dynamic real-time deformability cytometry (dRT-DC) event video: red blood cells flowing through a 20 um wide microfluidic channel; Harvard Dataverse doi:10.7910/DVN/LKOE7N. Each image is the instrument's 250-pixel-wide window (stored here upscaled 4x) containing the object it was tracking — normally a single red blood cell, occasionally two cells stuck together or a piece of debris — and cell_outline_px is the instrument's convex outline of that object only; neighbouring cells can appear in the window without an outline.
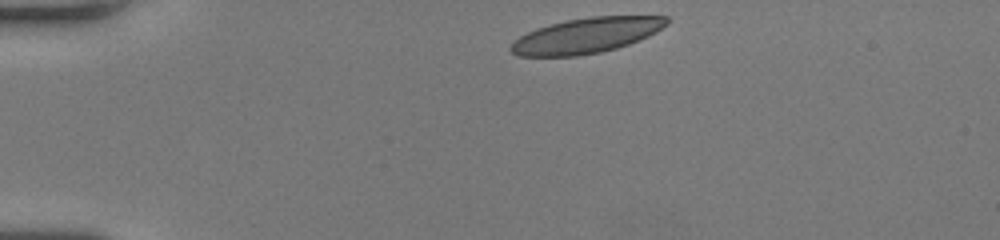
{"species": "human", "species_latin": "Homo sapiens", "temperature_condition": "room temperature", "stored_images_in_passage": 40, "camera_frame_rate_fps": 3000, "um_per_image_px": 0.085, "donor": {"sex": "female"}, "frame": {"image": 1, "passage_image": 1, "time_ms": 0.0, "image_size_px": [1000, 240], "cell_outline_px": [[668, 24], [656, 32], [648, 36], [628, 44], [616, 48], [600, 52], [576, 56], [516, 56], [508, 48], [520, 36], [536, 28], [568, 20], [592, 16], [668, 16]], "centroid_in_image_um": [49.84, 3.02], "position_along_channel_um": 35.2, "area_um2": 31.79}}
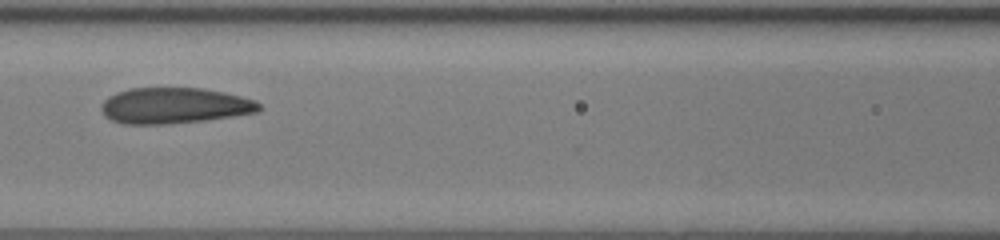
{"frame": {"image": 2, "passage_image": 16, "time_ms": 5.0, "image_size_px": [1000, 240], "cell_outline_px": [[264, 108], [260, 112], [204, 120], [168, 124], [124, 124], [112, 120], [104, 116], [100, 108], [100, 104], [108, 96], [116, 92], [128, 88], [204, 88], [224, 92], [256, 100]], "centroid_in_image_um": [14.82, 8.97], "position_along_channel_um": 151.8, "area_um2": 33.35}}
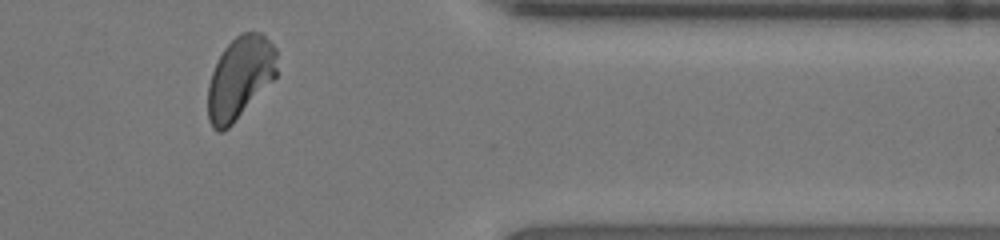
{"frame": {"image": 3, "passage_image": 35, "time_ms": 11.333, "image_size_px": [1000, 240], "cell_outline_px": [[276, 76], [232, 124], [228, 128], [220, 132], [216, 132], [212, 128], [208, 120], [208, 84], [212, 72], [224, 48], [236, 36], [244, 32], [260, 32], [276, 48]], "centroid_in_image_um": [20.37, 6.62], "position_along_channel_um": 391.0, "area_um2": 32.71}, "authors_computed_cell_mechanics": {"area_um2": 33.4662, "velocity_mm_per_s": 4.0235, "shape_relaxation_time_tau1_ms": null, "shape_relaxation_time_tau2_ms": 1.0169, "deformation_change_tau1": null, "deformation_change_tau2": 0.0592}}